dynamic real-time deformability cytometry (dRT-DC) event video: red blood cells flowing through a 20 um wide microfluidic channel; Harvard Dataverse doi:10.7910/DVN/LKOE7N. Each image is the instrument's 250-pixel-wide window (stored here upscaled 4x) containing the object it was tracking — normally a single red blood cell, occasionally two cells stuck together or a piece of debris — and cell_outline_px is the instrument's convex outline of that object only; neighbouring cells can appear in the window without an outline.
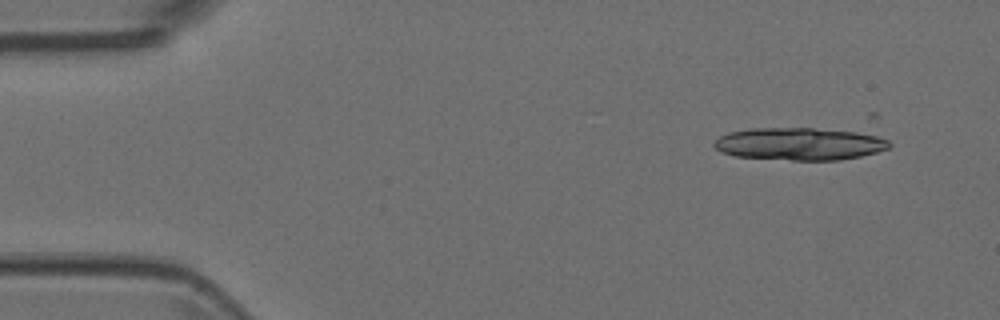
{"species": "Egyptian fruit bat (a non-hibernating species)", "species_latin": "Rousettus aegyptiacus", "temperature_condition": "room temperature", "stored_images_in_passage": 5, "camera_frame_rate_fps": 3000, "um_per_image_px": 0.085, "animal": {"sex": "female"}, "frame": {"image": 1, "passage_image": 1, "time_ms": 0.0, "image_size_px": [1000, 320], "cell_outline_px": [[892, 144], [888, 148], [876, 152], [860, 156], [840, 160], [792, 160], [736, 156], [720, 152], [712, 144], [720, 136], [728, 132], [752, 128], [812, 128], [868, 132], [888, 140]], "centroid_in_image_um": [67.99, 12.22], "position_along_channel_um": 17.0, "area_um2": 33.41}}
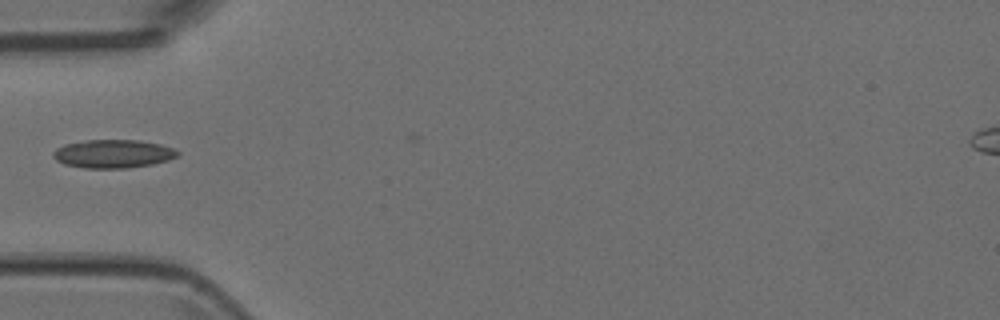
{"frame": {"image": 2, "passage_image": 5, "time_ms": 1.333, "image_size_px": [1000, 320], "cell_outline_px": [[180, 156], [168, 160], [152, 164], [128, 168], [84, 168], [64, 164], [56, 160], [52, 156], [52, 152], [56, 148], [64, 144], [88, 140], [140, 140], [160, 144], [172, 148], [180, 152]], "centroid_in_image_um": [9.61, 13.07], "position_along_channel_um": 75.4, "area_um2": 20.69}}